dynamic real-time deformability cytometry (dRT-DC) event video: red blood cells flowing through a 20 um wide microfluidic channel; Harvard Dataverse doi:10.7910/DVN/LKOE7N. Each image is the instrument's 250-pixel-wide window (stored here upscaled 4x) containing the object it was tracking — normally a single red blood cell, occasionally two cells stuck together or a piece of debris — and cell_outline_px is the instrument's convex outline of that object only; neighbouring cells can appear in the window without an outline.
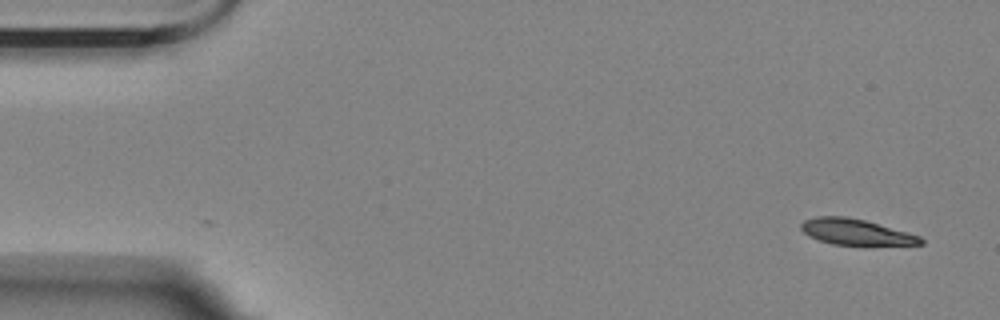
{"species": "Egyptian fruit bat (a non-hibernating species)", "species_latin": "Rousettus aegyptiacus", "temperature_condition": "room temperature", "stored_images_in_passage": 55, "camera_frame_rate_fps": 3000, "um_per_image_px": 0.085, "animal": {"sex": "female"}, "frame": {"image": 1, "passage_image": 1, "time_ms": 0.0, "image_size_px": [1000, 320], "cell_outline_px": [[924, 244], [832, 244], [808, 236], [800, 228], [800, 224], [804, 220], [816, 216], [848, 216], [864, 220], [908, 232], [920, 236], [924, 240]], "centroid_in_image_um": [72.71, 19.69], "position_along_channel_um": 12.3, "area_um2": 17.74}}
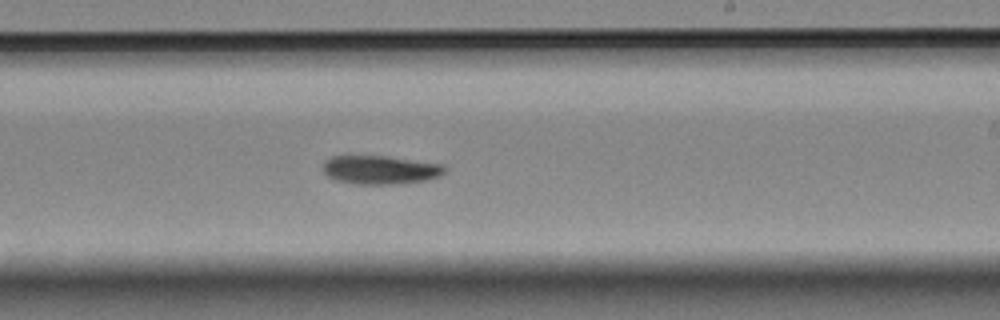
{"frame": {"image": 2, "passage_image": 32, "time_ms": 10.333, "image_size_px": [1000, 320], "cell_outline_px": [[448, 172], [440, 176], [428, 180], [396, 184], [352, 184], [336, 180], [328, 176], [324, 172], [324, 160], [332, 156], [388, 156], [444, 164], [448, 168]], "centroid_in_image_um": [32.39, 14.44], "position_along_channel_um": 256.6, "area_um2": 20.63}}
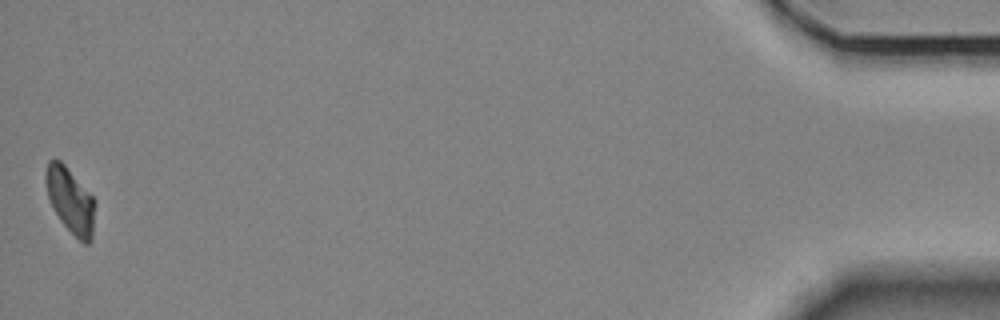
{"frame": {"image": 3, "passage_image": 55, "time_ms": 18.0, "image_size_px": [1000, 320], "cell_outline_px": [[96, 204], [92, 240], [88, 244], [84, 244], [60, 220], [48, 196], [48, 160], [60, 160], [64, 164], [96, 200]], "centroid_in_image_um": [6.07, 17.09], "position_along_channel_um": 429.1, "area_um2": 18.09}, "authors_computed_cell_mechanics": {"area_um2": 19.8254, "velocity_mm_per_s": 3.4673, "shape_relaxation_time_tau1_ms": 5.7278, "shape_relaxation_time_tau2_ms": null, "deformation_change_tau1": 0.1445, "deformation_change_tau2": null}}